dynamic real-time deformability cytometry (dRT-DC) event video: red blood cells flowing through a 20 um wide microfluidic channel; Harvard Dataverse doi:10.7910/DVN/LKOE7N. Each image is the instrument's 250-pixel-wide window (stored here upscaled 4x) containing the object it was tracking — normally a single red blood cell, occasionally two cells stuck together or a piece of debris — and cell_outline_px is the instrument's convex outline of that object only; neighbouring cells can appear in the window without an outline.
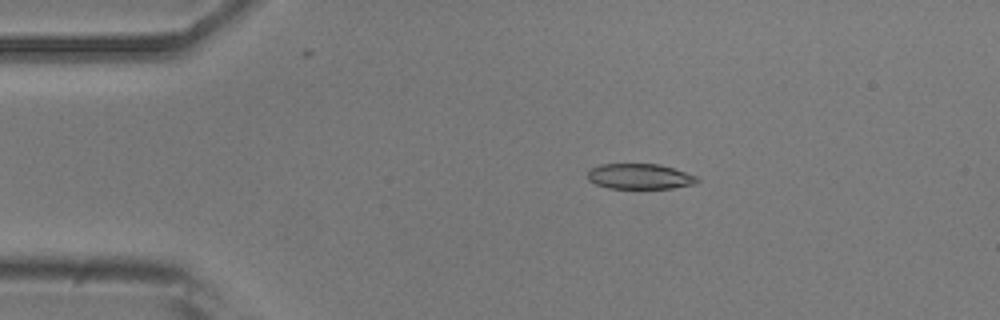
{"species": "common noctule bat (a hibernating species)", "species_latin": "Nyctalus noctula", "temperature_condition": "room temperature", "stored_images_in_passage": 45, "camera_frame_rate_fps": 3000, "um_per_image_px": 0.085, "animal": {"sex": "male", "body_mass_g": 20.5, "forearm_length_mm": 52.5}, "frame": {"image": 1, "passage_image": 1, "time_ms": 0.0, "image_size_px": [1000, 320], "cell_outline_px": [[700, 180], [696, 184], [672, 188], [608, 188], [596, 184], [588, 180], [588, 172], [592, 168], [600, 164], [660, 164], [696, 176]], "centroid_in_image_um": [54.38, 15.0], "position_along_channel_um": 30.6, "area_um2": 16.13}}
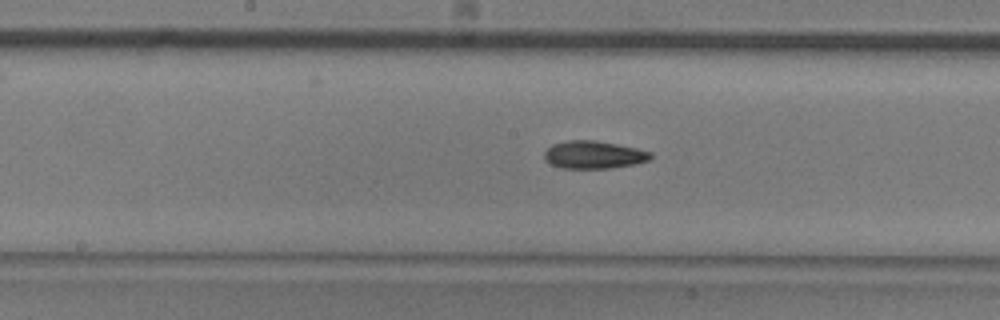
{"frame": {"image": 2, "passage_image": 18, "time_ms": 5.667, "image_size_px": [1000, 320], "cell_outline_px": [[652, 156], [648, 160], [632, 164], [612, 168], [560, 168], [544, 160], [544, 152], [552, 144], [568, 140], [596, 140], [636, 148], [652, 152]], "centroid_in_image_um": [50.43, 13.15], "position_along_channel_um": 197.8, "area_um2": 17.11}}
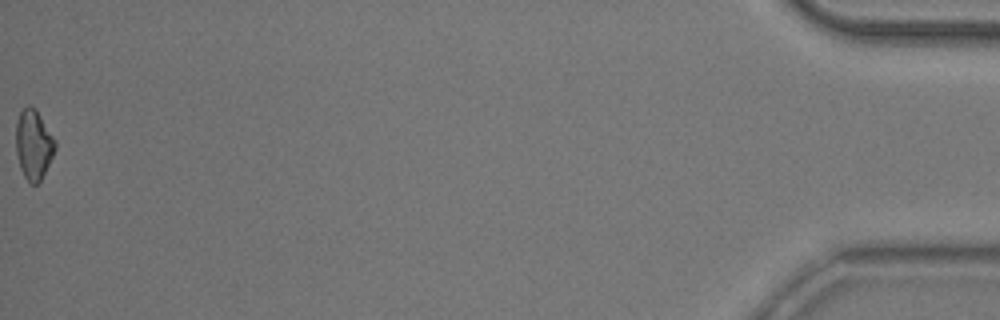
{"frame": {"image": 3, "passage_image": 45, "time_ms": 14.667, "image_size_px": [1000, 320], "cell_outline_px": [[56, 148], [40, 180], [36, 184], [32, 184], [24, 176], [20, 168], [16, 152], [16, 120], [20, 112], [28, 104], [36, 108], [56, 140]], "centroid_in_image_um": [2.85, 12.24], "position_along_channel_um": 432.4, "area_um2": 15.9}, "authors_computed_cell_mechanics": {"area_um2": 16.473, "velocity_mm_per_s": 3.7453, "shape_relaxation_time_tau1_ms": 5.6116, "shape_relaxation_time_tau2_ms": null, "deformation_change_tau1": 0.1319, "deformation_change_tau2": null}}